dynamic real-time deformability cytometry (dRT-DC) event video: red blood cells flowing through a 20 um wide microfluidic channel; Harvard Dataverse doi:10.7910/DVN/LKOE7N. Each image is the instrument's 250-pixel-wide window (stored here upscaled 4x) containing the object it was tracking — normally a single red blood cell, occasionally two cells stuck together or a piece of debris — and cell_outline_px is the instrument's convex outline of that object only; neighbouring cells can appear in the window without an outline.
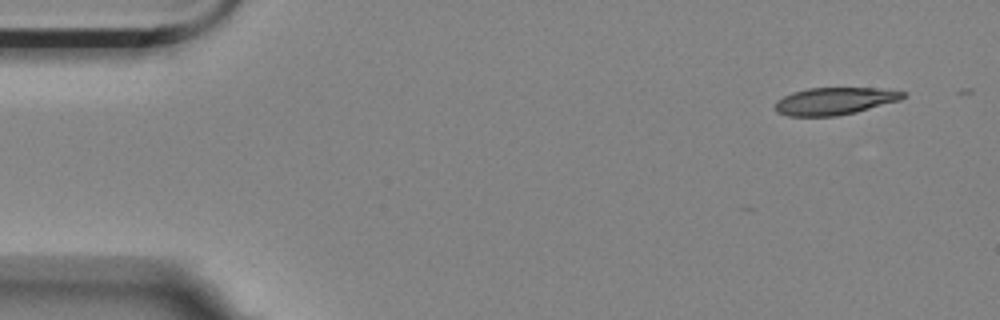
{"species": "Egyptian fruit bat (a non-hibernating species)", "species_latin": "Rousettus aegyptiacus", "temperature_condition": "room temperature", "stored_images_in_passage": 3, "camera_frame_rate_fps": 3000, "um_per_image_px": 0.085, "animal": {"sex": "female"}, "frame": {"image": 1, "passage_image": 1, "time_ms": 0.0, "image_size_px": [1000, 320], "cell_outline_px": [[904, 96], [900, 100], [856, 112], [836, 116], [788, 116], [776, 112], [776, 100], [792, 92], [808, 88], [872, 88], [904, 92]], "centroid_in_image_um": [70.89, 8.6], "position_along_channel_um": 14.1, "area_um2": 20.11}}